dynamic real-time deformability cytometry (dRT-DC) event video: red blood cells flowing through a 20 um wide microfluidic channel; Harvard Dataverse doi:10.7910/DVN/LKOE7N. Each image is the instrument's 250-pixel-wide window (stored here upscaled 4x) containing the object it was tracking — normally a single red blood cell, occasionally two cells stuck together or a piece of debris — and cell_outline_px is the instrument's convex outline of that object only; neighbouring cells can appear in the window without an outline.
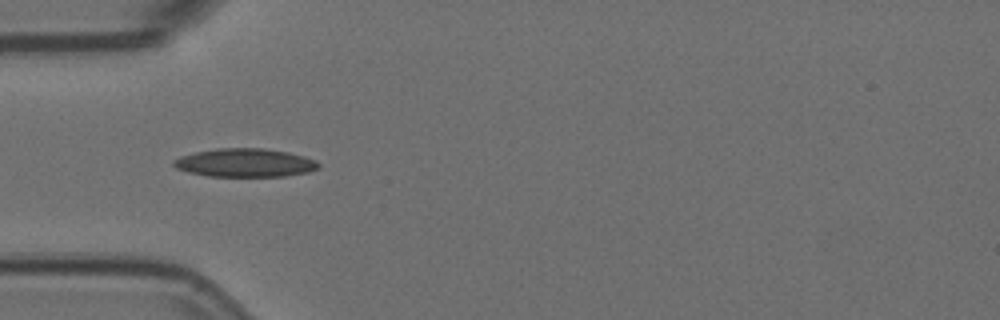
{"species": "Egyptian fruit bat (a non-hibernating species)", "species_latin": "Rousettus aegyptiacus", "temperature_condition": "room temperature", "stored_images_in_passage": 5, "camera_frame_rate_fps": 3000, "um_per_image_px": 0.085, "animal": {"sex": "female"}, "frame": {"image": 1, "passage_image": 5, "time_ms": 1.333, "image_size_px": [1000, 320], "cell_outline_px": [[320, 168], [308, 172], [284, 176], [208, 176], [188, 172], [176, 168], [172, 164], [172, 160], [180, 156], [196, 152], [216, 148], [264, 148], [288, 152], [304, 156], [316, 160], [320, 164]], "centroid_in_image_um": [20.83, 13.83], "position_along_channel_um": 64.2, "area_um2": 24.1}}